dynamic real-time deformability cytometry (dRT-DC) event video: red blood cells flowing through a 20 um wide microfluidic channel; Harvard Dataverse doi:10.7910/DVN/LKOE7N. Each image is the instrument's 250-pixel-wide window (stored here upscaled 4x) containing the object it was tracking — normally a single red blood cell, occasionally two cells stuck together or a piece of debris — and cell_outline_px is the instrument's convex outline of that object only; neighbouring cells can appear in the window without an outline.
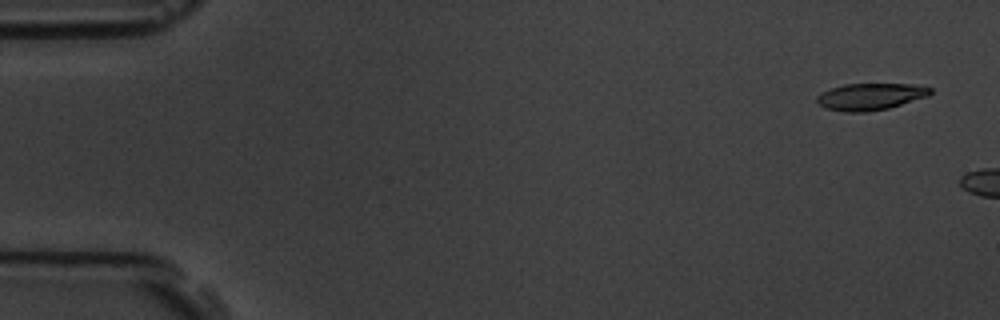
{"species": "common noctule bat (a hibernating species)", "species_latin": "Nyctalus noctula", "temperature_condition": "room temperature", "stored_images_in_passage": 3, "camera_frame_rate_fps": 3000, "um_per_image_px": 0.085, "animal": {"sex": "male", "body_mass_g": 19.5, "forearm_length_mm": 54.6}, "frame": {"image": 1, "passage_image": 1, "time_ms": 0.0, "image_size_px": [1000, 320], "cell_outline_px": [[932, 92], [928, 96], [888, 108], [864, 112], [844, 112], [824, 108], [816, 100], [816, 96], [820, 92], [844, 84], [912, 84], [932, 88]], "centroid_in_image_um": [73.95, 8.21], "position_along_channel_um": 11.0, "area_um2": 17.69}}